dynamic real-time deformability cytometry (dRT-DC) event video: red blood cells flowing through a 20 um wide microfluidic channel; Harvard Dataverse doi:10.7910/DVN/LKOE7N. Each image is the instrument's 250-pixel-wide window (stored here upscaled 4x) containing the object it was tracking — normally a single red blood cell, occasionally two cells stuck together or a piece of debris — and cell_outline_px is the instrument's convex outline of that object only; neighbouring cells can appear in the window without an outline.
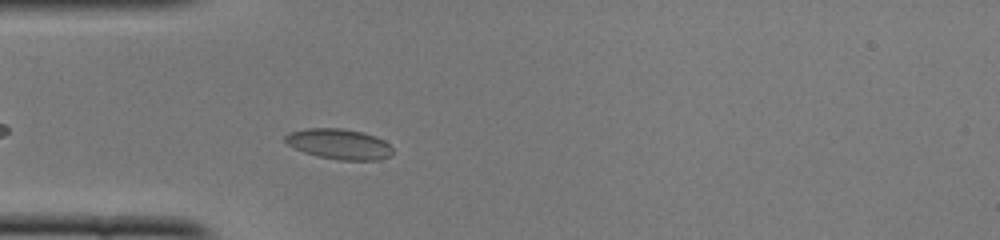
{"species": "common noctule bat (a hibernating species)", "species_latin": "Nyctalus noctula", "temperature_condition": "cold", "stored_images_in_passage": 34, "camera_frame_rate_fps": 3000, "um_per_image_px": 0.085, "animal": {"sex": "female", "body_mass_g": 22.0, "forearm_length_mm": 56.7}, "frame": {"image": 1, "passage_image": 6, "time_ms": 1.667, "image_size_px": [1000, 240], "cell_outline_px": [[392, 152], [388, 156], [380, 160], [340, 160], [316, 156], [304, 152], [288, 144], [284, 140], [284, 136], [288, 132], [308, 128], [340, 128], [364, 132], [376, 136], [384, 140], [392, 148]], "centroid_in_image_um": [28.82, 12.24], "position_along_channel_um": 56.2, "area_um2": 19.07}}
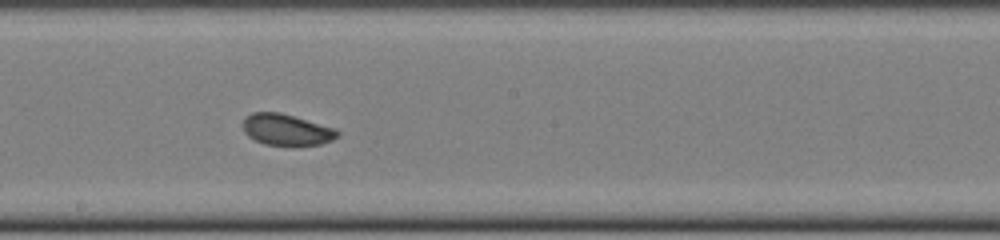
{"frame": {"image": 2, "passage_image": 19, "time_ms": 6.0, "image_size_px": [1000, 240], "cell_outline_px": [[340, 136], [332, 140], [320, 144], [296, 148], [288, 148], [264, 144], [248, 136], [244, 132], [244, 116], [252, 112], [280, 112], [336, 128], [340, 132]], "centroid_in_image_um": [24.39, 11.07], "position_along_channel_um": 223.8, "area_um2": 17.98}}
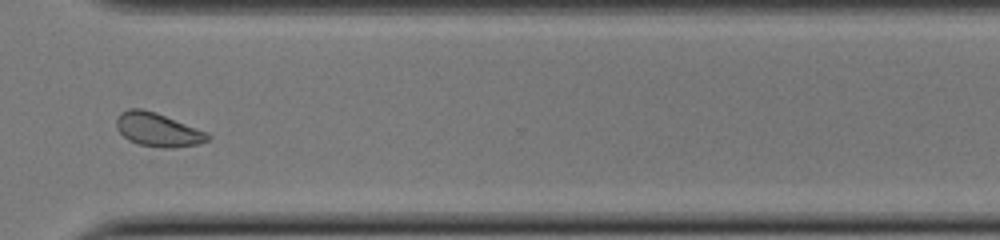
{"frame": {"image": 3, "passage_image": 29, "time_ms": 9.333, "image_size_px": [1000, 240], "cell_outline_px": [[212, 136], [208, 140], [196, 144], [172, 148], [164, 148], [140, 144], [128, 140], [116, 128], [116, 120], [120, 112], [128, 108], [144, 108], [156, 112], [208, 132]], "centroid_in_image_um": [13.41, 11.0], "position_along_channel_um": 357.2, "area_um2": 17.98}, "authors_computed_cell_mechanics": {"area_um2": 17.4556, "velocity_mm_per_s": 3.9679, "shape_relaxation_time_tau1_ms": null, "shape_relaxation_time_tau2_ms": 4.1299, "deformation_change_tau1": null, "deformation_change_tau2": 0.0661}}